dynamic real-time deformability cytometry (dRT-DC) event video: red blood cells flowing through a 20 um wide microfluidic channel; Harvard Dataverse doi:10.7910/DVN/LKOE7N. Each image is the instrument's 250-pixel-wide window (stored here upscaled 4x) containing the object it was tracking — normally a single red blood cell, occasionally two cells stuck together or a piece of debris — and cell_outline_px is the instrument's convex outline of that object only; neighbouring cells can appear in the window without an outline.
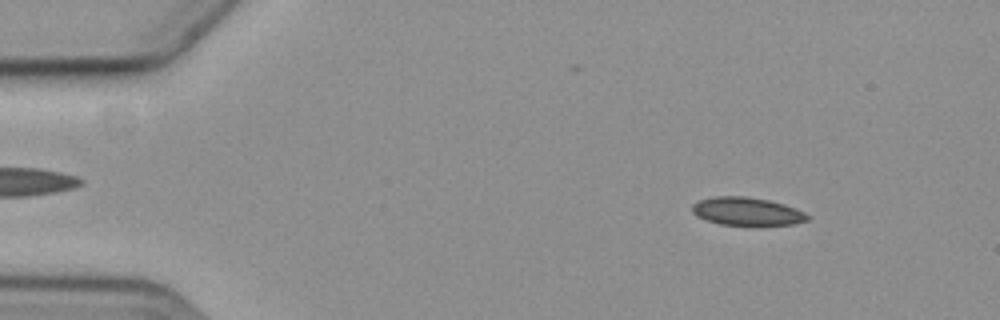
{"species": "common noctule bat (a hibernating species)", "species_latin": "Nyctalus noctula", "temperature_condition": "cold", "stored_images_in_passage": 6, "camera_frame_rate_fps": 3000, "um_per_image_px": 0.085, "animal": {"sex": "female", "body_mass_g": 19.3, "forearm_length_mm": 54.1}, "frame": {"image": 1, "passage_image": 2, "time_ms": 2.0, "image_size_px": [1000, 320], "cell_outline_px": [[812, 216], [808, 220], [796, 224], [720, 224], [704, 220], [696, 216], [692, 212], [692, 204], [700, 200], [716, 196], [744, 196], [768, 200], [784, 204], [804, 212]], "centroid_in_image_um": [63.48, 17.96], "position_along_channel_um": 21.5, "area_um2": 18.67}}
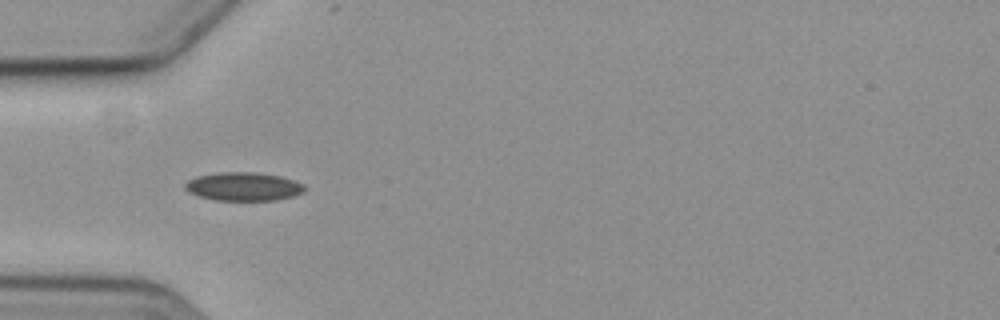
{"frame": {"image": 2, "passage_image": 5, "time_ms": 5.667, "image_size_px": [1000, 320], "cell_outline_px": [[308, 188], [304, 192], [292, 196], [276, 200], [212, 200], [188, 192], [184, 188], [184, 184], [188, 180], [196, 176], [220, 172], [256, 172], [280, 176], [304, 184]], "centroid_in_image_um": [20.69, 15.85], "position_along_channel_um": 64.3, "area_um2": 19.94}}
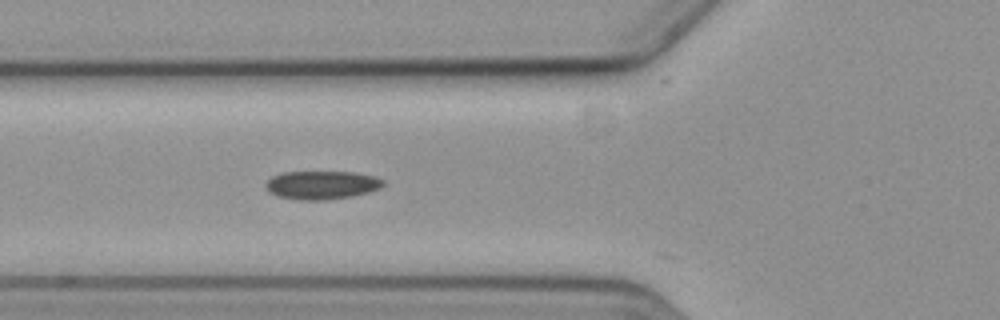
{"frame": {"image": 3, "passage_image": 6, "time_ms": 6.667, "image_size_px": [1000, 320], "cell_outline_px": [[384, 184], [380, 188], [368, 192], [352, 196], [324, 200], [300, 200], [280, 196], [268, 192], [264, 184], [272, 176], [284, 172], [356, 172], [376, 176], [384, 180]], "centroid_in_image_um": [27.36, 15.72], "position_along_channel_um": 98.4, "area_um2": 19.48}}